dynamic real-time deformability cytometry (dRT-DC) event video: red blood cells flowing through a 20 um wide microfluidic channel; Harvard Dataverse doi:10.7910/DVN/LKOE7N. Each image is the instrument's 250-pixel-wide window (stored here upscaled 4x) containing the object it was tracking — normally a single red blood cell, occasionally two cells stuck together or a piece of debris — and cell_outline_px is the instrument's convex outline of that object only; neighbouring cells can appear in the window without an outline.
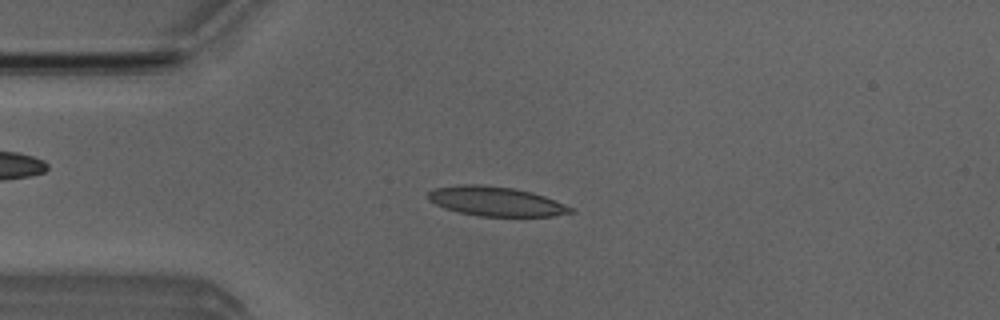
{"species": "Egyptian fruit bat (a non-hibernating species)", "species_latin": "Rousettus aegyptiacus", "temperature_condition": "room temperature", "stored_images_in_passage": 39, "camera_frame_rate_fps": 3000, "um_per_image_px": 0.085, "animal": {"sex": "male"}, "frame": {"image": 1, "passage_image": 5, "time_ms": 1.333, "image_size_px": [1000, 320], "cell_outline_px": [[576, 212], [552, 216], [480, 216], [456, 212], [444, 208], [428, 200], [428, 192], [436, 188], [460, 184], [480, 184], [512, 188], [532, 192], [544, 196], [572, 208]], "centroid_in_image_um": [42.12, 17.12], "position_along_channel_um": 42.9, "area_um2": 24.33}}
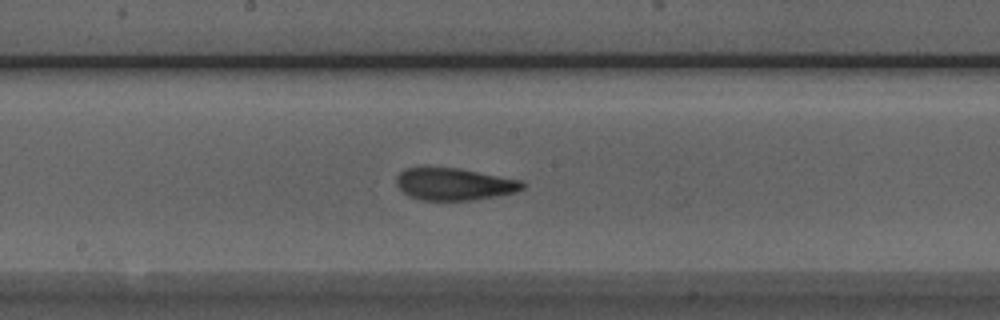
{"frame": {"image": 2, "passage_image": 19, "time_ms": 6.0, "image_size_px": [1000, 320], "cell_outline_px": [[528, 184], [524, 188], [516, 192], [500, 196], [476, 200], [420, 200], [408, 196], [396, 184], [396, 176], [404, 168], [460, 168], [520, 180]], "centroid_in_image_um": [38.64, 15.66], "position_along_channel_um": 209.6, "area_um2": 23.81}}
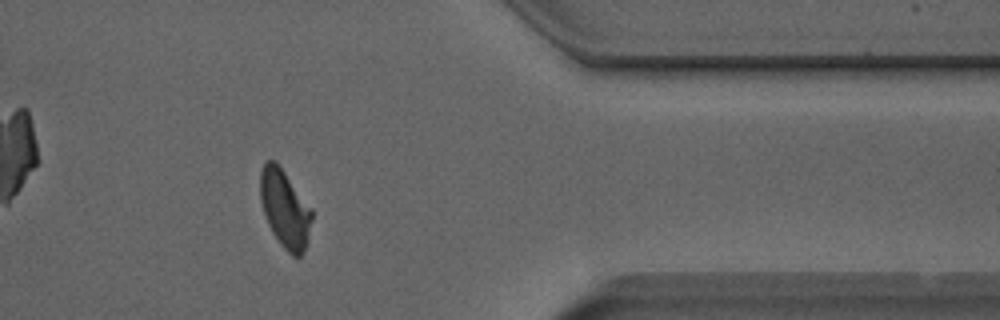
{"frame": {"image": 3, "passage_image": 34, "time_ms": 11.0, "image_size_px": [1000, 320], "cell_outline_px": [[312, 220], [308, 240], [304, 252], [300, 256], [292, 256], [280, 244], [272, 232], [268, 224], [260, 200], [260, 172], [264, 164], [268, 160], [276, 160], [312, 208]], "centroid_in_image_um": [24.22, 17.74], "position_along_channel_um": 387.2, "area_um2": 23.52}, "authors_computed_cell_mechanics": {"area_um2": 23.7558, "velocity_mm_per_s": 3.9813, "shape_relaxation_time_tau1_ms": 6.0291, "shape_relaxation_time_tau2_ms": 1.5575, "deformation_change_tau1": 0.1875, "deformation_change_tau2": 0.0953}}